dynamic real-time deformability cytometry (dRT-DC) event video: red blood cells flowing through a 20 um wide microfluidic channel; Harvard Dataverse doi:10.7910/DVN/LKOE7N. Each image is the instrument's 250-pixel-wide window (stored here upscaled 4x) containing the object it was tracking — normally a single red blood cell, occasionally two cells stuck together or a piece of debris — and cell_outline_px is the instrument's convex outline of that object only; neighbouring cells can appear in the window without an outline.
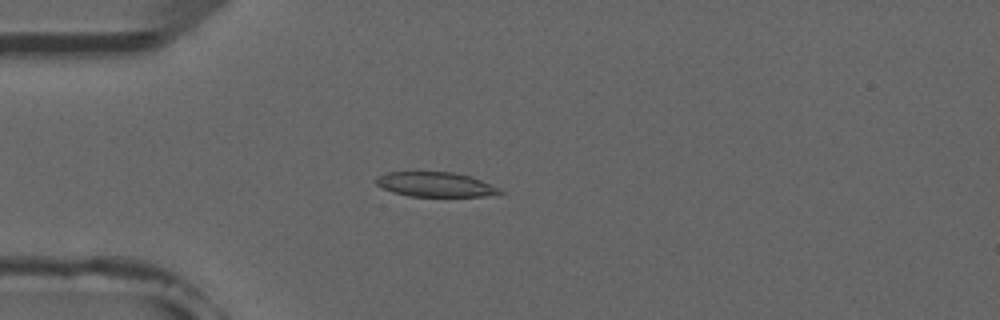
{"species": "common noctule bat (a hibernating species)", "species_latin": "Nyctalus noctula", "temperature_condition": "room temperature", "stored_images_in_passage": 4, "camera_frame_rate_fps": 3000, "um_per_image_px": 0.085, "animal": {"sex": "male", "forearm_length_mm": 52.5}, "frame": {"image": 1, "passage_image": 4, "time_ms": 3.333, "image_size_px": [1000, 320], "cell_outline_px": [[504, 192], [484, 196], [408, 196], [392, 192], [380, 188], [376, 184], [376, 176], [384, 172], [452, 172], [472, 176], [500, 188]], "centroid_in_image_um": [36.97, 15.67], "position_along_channel_um": 48.0, "area_um2": 17.92}}